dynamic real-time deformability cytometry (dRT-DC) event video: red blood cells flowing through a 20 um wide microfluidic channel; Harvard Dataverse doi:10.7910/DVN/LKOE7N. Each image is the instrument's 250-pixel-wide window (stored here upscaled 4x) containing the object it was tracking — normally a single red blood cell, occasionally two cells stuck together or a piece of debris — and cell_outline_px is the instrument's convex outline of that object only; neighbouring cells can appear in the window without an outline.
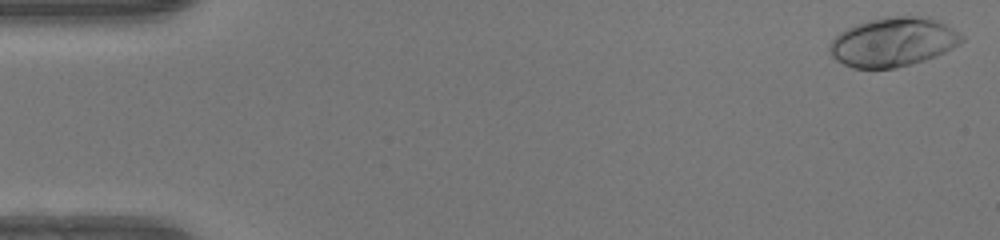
{"species": "human", "species_latin": "Homo sapiens", "temperature_condition": "warm", "stored_images_in_passage": 49, "camera_frame_rate_fps": 3000, "um_per_image_px": 0.085, "donor": {"sex": "female"}, "frame": {"image": 1, "passage_image": 1, "time_ms": 0.0, "image_size_px": [1000, 240], "cell_outline_px": [[964, 40], [960, 44], [936, 56], [924, 60], [896, 68], [852, 68], [836, 60], [828, 52], [828, 44], [840, 32], [856, 24], [868, 20], [888, 16], [928, 16], [952, 28], [964, 36]], "centroid_in_image_um": [75.9, 3.57], "position_along_channel_um": 9.1, "area_um2": 37.86}}
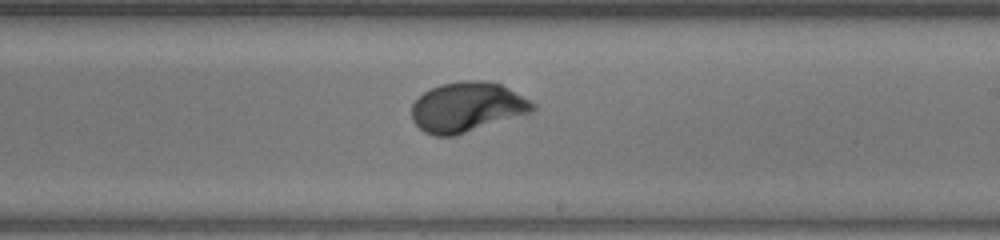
{"frame": {"image": 2, "passage_image": 29, "time_ms": 9.333, "image_size_px": [1000, 240], "cell_outline_px": [[536, 108], [532, 112], [452, 136], [436, 136], [424, 132], [412, 120], [412, 104], [424, 92], [440, 84], [464, 80], [480, 80], [500, 84], [508, 88], [536, 104]], "centroid_in_image_um": [39.69, 9.09], "position_along_channel_um": 249.3, "area_um2": 34.74}}
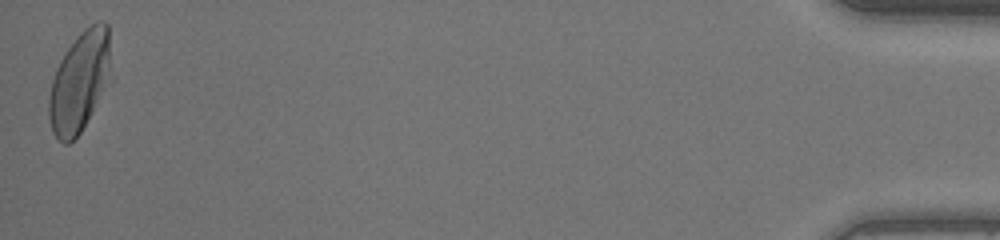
{"frame": {"image": 3, "passage_image": 49, "time_ms": 16.0, "image_size_px": [1000, 240], "cell_outline_px": [[112, 80], [80, 132], [68, 144], [64, 144], [52, 132], [48, 116], [48, 100], [52, 80], [56, 68], [64, 52], [76, 36], [84, 28], [96, 20], [104, 20], [108, 24]], "centroid_in_image_um": [6.79, 6.9], "position_along_channel_um": 428.4, "area_um2": 36.93}, "authors_computed_cell_mechanics": {"area_um2": 34.3332, "velocity_mm_per_s": 4.1674, "shape_relaxation_time_tau1_ms": 2.8691, "shape_relaxation_time_tau2_ms": null, "deformation_change_tau1": 0.183, "deformation_change_tau2": null}}